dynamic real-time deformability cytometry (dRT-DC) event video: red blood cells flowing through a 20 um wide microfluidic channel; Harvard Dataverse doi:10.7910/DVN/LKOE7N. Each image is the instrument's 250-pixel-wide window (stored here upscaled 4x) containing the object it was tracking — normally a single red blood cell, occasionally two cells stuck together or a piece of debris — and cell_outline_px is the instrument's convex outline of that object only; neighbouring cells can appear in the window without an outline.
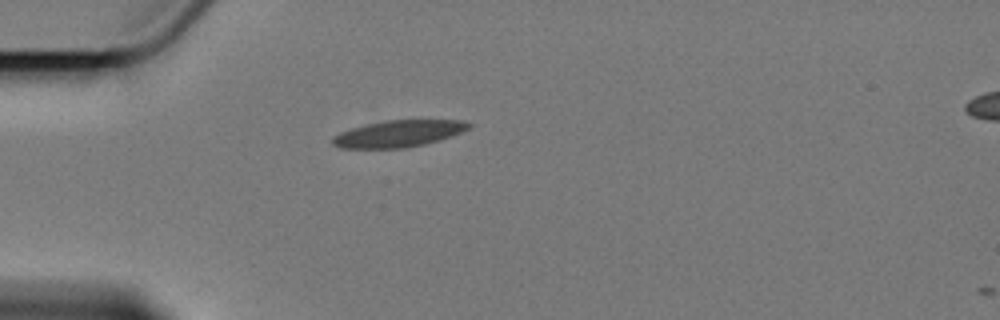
{"species": "Egyptian fruit bat (a non-hibernating species)", "species_latin": "Rousettus aegyptiacus", "temperature_condition": "cold", "stored_images_in_passage": 2, "camera_frame_rate_fps": 3000, "um_per_image_px": 0.085, "animal": {"sex": "female"}, "frame": {"image": 1, "passage_image": 1, "time_ms": 0.0, "image_size_px": [1000, 320], "cell_outline_px": [[472, 124], [468, 128], [460, 132], [424, 144], [404, 148], [340, 148], [332, 144], [332, 136], [340, 132], [352, 128], [368, 124], [388, 120], [464, 120]], "centroid_in_image_um": [33.82, 11.36], "position_along_channel_um": 51.2, "area_um2": 20.87}}